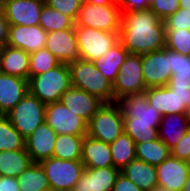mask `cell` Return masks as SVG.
I'll return each instance as SVG.
<instances>
[{
  "label": "cell",
  "instance_id": "6da1fadb",
  "mask_svg": "<svg viewBox=\"0 0 190 191\" xmlns=\"http://www.w3.org/2000/svg\"><path fill=\"white\" fill-rule=\"evenodd\" d=\"M166 28L150 9L122 13L119 42L129 54L144 55L165 48Z\"/></svg>",
  "mask_w": 190,
  "mask_h": 191
},
{
  "label": "cell",
  "instance_id": "7a4b0ae2",
  "mask_svg": "<svg viewBox=\"0 0 190 191\" xmlns=\"http://www.w3.org/2000/svg\"><path fill=\"white\" fill-rule=\"evenodd\" d=\"M72 87L98 97L104 103L114 102L113 83L105 78L92 61L80 59L69 64Z\"/></svg>",
  "mask_w": 190,
  "mask_h": 191
},
{
  "label": "cell",
  "instance_id": "3957f363",
  "mask_svg": "<svg viewBox=\"0 0 190 191\" xmlns=\"http://www.w3.org/2000/svg\"><path fill=\"white\" fill-rule=\"evenodd\" d=\"M71 86L70 68L64 63L28 80L29 92L44 104L60 102L61 96Z\"/></svg>",
  "mask_w": 190,
  "mask_h": 191
},
{
  "label": "cell",
  "instance_id": "277c9868",
  "mask_svg": "<svg viewBox=\"0 0 190 191\" xmlns=\"http://www.w3.org/2000/svg\"><path fill=\"white\" fill-rule=\"evenodd\" d=\"M123 132V117L115 102L103 103L88 122L87 135L105 143L114 142Z\"/></svg>",
  "mask_w": 190,
  "mask_h": 191
},
{
  "label": "cell",
  "instance_id": "5b68a950",
  "mask_svg": "<svg viewBox=\"0 0 190 191\" xmlns=\"http://www.w3.org/2000/svg\"><path fill=\"white\" fill-rule=\"evenodd\" d=\"M46 104L28 92L6 115L24 139L45 122Z\"/></svg>",
  "mask_w": 190,
  "mask_h": 191
},
{
  "label": "cell",
  "instance_id": "8992f818",
  "mask_svg": "<svg viewBox=\"0 0 190 191\" xmlns=\"http://www.w3.org/2000/svg\"><path fill=\"white\" fill-rule=\"evenodd\" d=\"M122 13L119 5H95L84 0L75 25L96 28L106 32H119Z\"/></svg>",
  "mask_w": 190,
  "mask_h": 191
},
{
  "label": "cell",
  "instance_id": "52a82bcc",
  "mask_svg": "<svg viewBox=\"0 0 190 191\" xmlns=\"http://www.w3.org/2000/svg\"><path fill=\"white\" fill-rule=\"evenodd\" d=\"M75 34L81 59L94 61L119 42V32L75 25Z\"/></svg>",
  "mask_w": 190,
  "mask_h": 191
},
{
  "label": "cell",
  "instance_id": "ba28073f",
  "mask_svg": "<svg viewBox=\"0 0 190 191\" xmlns=\"http://www.w3.org/2000/svg\"><path fill=\"white\" fill-rule=\"evenodd\" d=\"M49 186L61 191H72L81 178L85 166L81 160H64L51 157L40 162Z\"/></svg>",
  "mask_w": 190,
  "mask_h": 191
},
{
  "label": "cell",
  "instance_id": "9c48e42d",
  "mask_svg": "<svg viewBox=\"0 0 190 191\" xmlns=\"http://www.w3.org/2000/svg\"><path fill=\"white\" fill-rule=\"evenodd\" d=\"M146 89L142 75V55L128 54L113 83L114 102L121 97L144 93Z\"/></svg>",
  "mask_w": 190,
  "mask_h": 191
},
{
  "label": "cell",
  "instance_id": "30bf717a",
  "mask_svg": "<svg viewBox=\"0 0 190 191\" xmlns=\"http://www.w3.org/2000/svg\"><path fill=\"white\" fill-rule=\"evenodd\" d=\"M45 122L57 133L86 136L88 122L61 102L46 104Z\"/></svg>",
  "mask_w": 190,
  "mask_h": 191
},
{
  "label": "cell",
  "instance_id": "8fae6325",
  "mask_svg": "<svg viewBox=\"0 0 190 191\" xmlns=\"http://www.w3.org/2000/svg\"><path fill=\"white\" fill-rule=\"evenodd\" d=\"M142 75L146 88L167 86L172 75L170 52L163 48L142 55Z\"/></svg>",
  "mask_w": 190,
  "mask_h": 191
},
{
  "label": "cell",
  "instance_id": "7c38bea8",
  "mask_svg": "<svg viewBox=\"0 0 190 191\" xmlns=\"http://www.w3.org/2000/svg\"><path fill=\"white\" fill-rule=\"evenodd\" d=\"M45 0H1V7L10 25H39Z\"/></svg>",
  "mask_w": 190,
  "mask_h": 191
},
{
  "label": "cell",
  "instance_id": "4fadbf2b",
  "mask_svg": "<svg viewBox=\"0 0 190 191\" xmlns=\"http://www.w3.org/2000/svg\"><path fill=\"white\" fill-rule=\"evenodd\" d=\"M45 48L64 64H71L81 59L75 28H68L47 33Z\"/></svg>",
  "mask_w": 190,
  "mask_h": 191
},
{
  "label": "cell",
  "instance_id": "5bb4252c",
  "mask_svg": "<svg viewBox=\"0 0 190 191\" xmlns=\"http://www.w3.org/2000/svg\"><path fill=\"white\" fill-rule=\"evenodd\" d=\"M123 118H133V122L160 123L162 115L148 103L145 93L121 97L115 100Z\"/></svg>",
  "mask_w": 190,
  "mask_h": 191
},
{
  "label": "cell",
  "instance_id": "9a60e30c",
  "mask_svg": "<svg viewBox=\"0 0 190 191\" xmlns=\"http://www.w3.org/2000/svg\"><path fill=\"white\" fill-rule=\"evenodd\" d=\"M47 32L40 25H10L8 46L33 53L45 48Z\"/></svg>",
  "mask_w": 190,
  "mask_h": 191
},
{
  "label": "cell",
  "instance_id": "2e32d148",
  "mask_svg": "<svg viewBox=\"0 0 190 191\" xmlns=\"http://www.w3.org/2000/svg\"><path fill=\"white\" fill-rule=\"evenodd\" d=\"M158 185L170 191H182L190 174V167L185 160L169 156L156 165Z\"/></svg>",
  "mask_w": 190,
  "mask_h": 191
},
{
  "label": "cell",
  "instance_id": "e0dca14e",
  "mask_svg": "<svg viewBox=\"0 0 190 191\" xmlns=\"http://www.w3.org/2000/svg\"><path fill=\"white\" fill-rule=\"evenodd\" d=\"M57 135L46 122H43L25 139V149L30 154L32 162L40 163L53 157Z\"/></svg>",
  "mask_w": 190,
  "mask_h": 191
},
{
  "label": "cell",
  "instance_id": "ac0fdd59",
  "mask_svg": "<svg viewBox=\"0 0 190 191\" xmlns=\"http://www.w3.org/2000/svg\"><path fill=\"white\" fill-rule=\"evenodd\" d=\"M120 172L114 166L85 168L74 191H112Z\"/></svg>",
  "mask_w": 190,
  "mask_h": 191
},
{
  "label": "cell",
  "instance_id": "d6986e66",
  "mask_svg": "<svg viewBox=\"0 0 190 191\" xmlns=\"http://www.w3.org/2000/svg\"><path fill=\"white\" fill-rule=\"evenodd\" d=\"M60 102L87 122L104 103L98 97L72 86L61 96Z\"/></svg>",
  "mask_w": 190,
  "mask_h": 191
},
{
  "label": "cell",
  "instance_id": "ffe728a7",
  "mask_svg": "<svg viewBox=\"0 0 190 191\" xmlns=\"http://www.w3.org/2000/svg\"><path fill=\"white\" fill-rule=\"evenodd\" d=\"M28 92V80L0 72V115H7Z\"/></svg>",
  "mask_w": 190,
  "mask_h": 191
},
{
  "label": "cell",
  "instance_id": "44dd1931",
  "mask_svg": "<svg viewBox=\"0 0 190 191\" xmlns=\"http://www.w3.org/2000/svg\"><path fill=\"white\" fill-rule=\"evenodd\" d=\"M30 54L8 45L1 47L0 72L29 80Z\"/></svg>",
  "mask_w": 190,
  "mask_h": 191
},
{
  "label": "cell",
  "instance_id": "7402d4cb",
  "mask_svg": "<svg viewBox=\"0 0 190 191\" xmlns=\"http://www.w3.org/2000/svg\"><path fill=\"white\" fill-rule=\"evenodd\" d=\"M144 93L148 103L154 106L162 116L189 113L179 97L168 86L147 88Z\"/></svg>",
  "mask_w": 190,
  "mask_h": 191
},
{
  "label": "cell",
  "instance_id": "603a6c76",
  "mask_svg": "<svg viewBox=\"0 0 190 191\" xmlns=\"http://www.w3.org/2000/svg\"><path fill=\"white\" fill-rule=\"evenodd\" d=\"M189 128V113L163 115L158 128L159 139L171 149L181 140Z\"/></svg>",
  "mask_w": 190,
  "mask_h": 191
},
{
  "label": "cell",
  "instance_id": "cb8c5ba5",
  "mask_svg": "<svg viewBox=\"0 0 190 191\" xmlns=\"http://www.w3.org/2000/svg\"><path fill=\"white\" fill-rule=\"evenodd\" d=\"M85 168H105L113 166L109 143L84 136L82 143V157Z\"/></svg>",
  "mask_w": 190,
  "mask_h": 191
},
{
  "label": "cell",
  "instance_id": "d4e9b609",
  "mask_svg": "<svg viewBox=\"0 0 190 191\" xmlns=\"http://www.w3.org/2000/svg\"><path fill=\"white\" fill-rule=\"evenodd\" d=\"M121 173L142 191H150L158 185L156 166L136 158Z\"/></svg>",
  "mask_w": 190,
  "mask_h": 191
},
{
  "label": "cell",
  "instance_id": "484cf974",
  "mask_svg": "<svg viewBox=\"0 0 190 191\" xmlns=\"http://www.w3.org/2000/svg\"><path fill=\"white\" fill-rule=\"evenodd\" d=\"M128 54V50L118 42L111 49L105 52L103 56L97 58L93 62L101 74L114 83L117 79L119 68L124 63Z\"/></svg>",
  "mask_w": 190,
  "mask_h": 191
},
{
  "label": "cell",
  "instance_id": "4316f807",
  "mask_svg": "<svg viewBox=\"0 0 190 191\" xmlns=\"http://www.w3.org/2000/svg\"><path fill=\"white\" fill-rule=\"evenodd\" d=\"M32 163L26 149L0 151V176L17 178Z\"/></svg>",
  "mask_w": 190,
  "mask_h": 191
},
{
  "label": "cell",
  "instance_id": "83f0119b",
  "mask_svg": "<svg viewBox=\"0 0 190 191\" xmlns=\"http://www.w3.org/2000/svg\"><path fill=\"white\" fill-rule=\"evenodd\" d=\"M136 143L125 132H123L114 142L109 144L113 166L120 171L136 158Z\"/></svg>",
  "mask_w": 190,
  "mask_h": 191
},
{
  "label": "cell",
  "instance_id": "f1b7e54d",
  "mask_svg": "<svg viewBox=\"0 0 190 191\" xmlns=\"http://www.w3.org/2000/svg\"><path fill=\"white\" fill-rule=\"evenodd\" d=\"M135 152L136 159L155 166L161 164L171 155L170 148L161 139L136 143Z\"/></svg>",
  "mask_w": 190,
  "mask_h": 191
},
{
  "label": "cell",
  "instance_id": "f546056e",
  "mask_svg": "<svg viewBox=\"0 0 190 191\" xmlns=\"http://www.w3.org/2000/svg\"><path fill=\"white\" fill-rule=\"evenodd\" d=\"M20 191H43L49 187L45 170L40 163L33 162L18 177Z\"/></svg>",
  "mask_w": 190,
  "mask_h": 191
},
{
  "label": "cell",
  "instance_id": "4dcf8cb0",
  "mask_svg": "<svg viewBox=\"0 0 190 191\" xmlns=\"http://www.w3.org/2000/svg\"><path fill=\"white\" fill-rule=\"evenodd\" d=\"M84 136L58 134L53 157L64 160H81Z\"/></svg>",
  "mask_w": 190,
  "mask_h": 191
},
{
  "label": "cell",
  "instance_id": "1f68e13d",
  "mask_svg": "<svg viewBox=\"0 0 190 191\" xmlns=\"http://www.w3.org/2000/svg\"><path fill=\"white\" fill-rule=\"evenodd\" d=\"M170 52L171 78L167 86H188L190 84V55Z\"/></svg>",
  "mask_w": 190,
  "mask_h": 191
},
{
  "label": "cell",
  "instance_id": "d6a6232c",
  "mask_svg": "<svg viewBox=\"0 0 190 191\" xmlns=\"http://www.w3.org/2000/svg\"><path fill=\"white\" fill-rule=\"evenodd\" d=\"M124 132L135 143L151 142L159 139L158 128L160 123L133 122V118H123Z\"/></svg>",
  "mask_w": 190,
  "mask_h": 191
},
{
  "label": "cell",
  "instance_id": "836d02e7",
  "mask_svg": "<svg viewBox=\"0 0 190 191\" xmlns=\"http://www.w3.org/2000/svg\"><path fill=\"white\" fill-rule=\"evenodd\" d=\"M39 18V25L47 33L68 28H75V22L70 17L65 16L52 7H49L47 4L43 5Z\"/></svg>",
  "mask_w": 190,
  "mask_h": 191
},
{
  "label": "cell",
  "instance_id": "e575fe53",
  "mask_svg": "<svg viewBox=\"0 0 190 191\" xmlns=\"http://www.w3.org/2000/svg\"><path fill=\"white\" fill-rule=\"evenodd\" d=\"M25 149V139L6 115H0V151Z\"/></svg>",
  "mask_w": 190,
  "mask_h": 191
},
{
  "label": "cell",
  "instance_id": "d590c367",
  "mask_svg": "<svg viewBox=\"0 0 190 191\" xmlns=\"http://www.w3.org/2000/svg\"><path fill=\"white\" fill-rule=\"evenodd\" d=\"M60 63L55 55L46 48L30 53L29 78L53 69Z\"/></svg>",
  "mask_w": 190,
  "mask_h": 191
},
{
  "label": "cell",
  "instance_id": "8d00e7d4",
  "mask_svg": "<svg viewBox=\"0 0 190 191\" xmlns=\"http://www.w3.org/2000/svg\"><path fill=\"white\" fill-rule=\"evenodd\" d=\"M165 48L190 55V30L166 29Z\"/></svg>",
  "mask_w": 190,
  "mask_h": 191
},
{
  "label": "cell",
  "instance_id": "74e56055",
  "mask_svg": "<svg viewBox=\"0 0 190 191\" xmlns=\"http://www.w3.org/2000/svg\"><path fill=\"white\" fill-rule=\"evenodd\" d=\"M84 0H45V4L70 17L74 22Z\"/></svg>",
  "mask_w": 190,
  "mask_h": 191
},
{
  "label": "cell",
  "instance_id": "f35d334b",
  "mask_svg": "<svg viewBox=\"0 0 190 191\" xmlns=\"http://www.w3.org/2000/svg\"><path fill=\"white\" fill-rule=\"evenodd\" d=\"M163 21L166 29L190 30V9L179 8Z\"/></svg>",
  "mask_w": 190,
  "mask_h": 191
},
{
  "label": "cell",
  "instance_id": "ab89813d",
  "mask_svg": "<svg viewBox=\"0 0 190 191\" xmlns=\"http://www.w3.org/2000/svg\"><path fill=\"white\" fill-rule=\"evenodd\" d=\"M149 8L161 20H165L180 8L179 0H152Z\"/></svg>",
  "mask_w": 190,
  "mask_h": 191
},
{
  "label": "cell",
  "instance_id": "60d3db41",
  "mask_svg": "<svg viewBox=\"0 0 190 191\" xmlns=\"http://www.w3.org/2000/svg\"><path fill=\"white\" fill-rule=\"evenodd\" d=\"M171 156L177 157L180 160H185L190 156V128L187 130L181 140L170 149Z\"/></svg>",
  "mask_w": 190,
  "mask_h": 191
},
{
  "label": "cell",
  "instance_id": "b9f144b4",
  "mask_svg": "<svg viewBox=\"0 0 190 191\" xmlns=\"http://www.w3.org/2000/svg\"><path fill=\"white\" fill-rule=\"evenodd\" d=\"M152 0H118L121 13L145 10L150 7Z\"/></svg>",
  "mask_w": 190,
  "mask_h": 191
},
{
  "label": "cell",
  "instance_id": "7bdbcfd3",
  "mask_svg": "<svg viewBox=\"0 0 190 191\" xmlns=\"http://www.w3.org/2000/svg\"><path fill=\"white\" fill-rule=\"evenodd\" d=\"M112 191H142L131 180H129L123 173L117 176L116 182L113 185Z\"/></svg>",
  "mask_w": 190,
  "mask_h": 191
},
{
  "label": "cell",
  "instance_id": "ee69618b",
  "mask_svg": "<svg viewBox=\"0 0 190 191\" xmlns=\"http://www.w3.org/2000/svg\"><path fill=\"white\" fill-rule=\"evenodd\" d=\"M10 23L8 22L4 10L0 5V46L7 44L9 38Z\"/></svg>",
  "mask_w": 190,
  "mask_h": 191
},
{
  "label": "cell",
  "instance_id": "f6af8a7d",
  "mask_svg": "<svg viewBox=\"0 0 190 191\" xmlns=\"http://www.w3.org/2000/svg\"><path fill=\"white\" fill-rule=\"evenodd\" d=\"M179 97L185 108L190 110V84L188 86H168Z\"/></svg>",
  "mask_w": 190,
  "mask_h": 191
},
{
  "label": "cell",
  "instance_id": "bcb514c9",
  "mask_svg": "<svg viewBox=\"0 0 190 191\" xmlns=\"http://www.w3.org/2000/svg\"><path fill=\"white\" fill-rule=\"evenodd\" d=\"M0 191H20L17 178L0 176Z\"/></svg>",
  "mask_w": 190,
  "mask_h": 191
},
{
  "label": "cell",
  "instance_id": "7dc6e473",
  "mask_svg": "<svg viewBox=\"0 0 190 191\" xmlns=\"http://www.w3.org/2000/svg\"><path fill=\"white\" fill-rule=\"evenodd\" d=\"M95 5H118V0H87Z\"/></svg>",
  "mask_w": 190,
  "mask_h": 191
},
{
  "label": "cell",
  "instance_id": "c3c4849f",
  "mask_svg": "<svg viewBox=\"0 0 190 191\" xmlns=\"http://www.w3.org/2000/svg\"><path fill=\"white\" fill-rule=\"evenodd\" d=\"M179 7L190 9V0H179Z\"/></svg>",
  "mask_w": 190,
  "mask_h": 191
},
{
  "label": "cell",
  "instance_id": "681fc988",
  "mask_svg": "<svg viewBox=\"0 0 190 191\" xmlns=\"http://www.w3.org/2000/svg\"><path fill=\"white\" fill-rule=\"evenodd\" d=\"M182 191H190V174H189V176H188V178L184 184V188Z\"/></svg>",
  "mask_w": 190,
  "mask_h": 191
},
{
  "label": "cell",
  "instance_id": "f907efd6",
  "mask_svg": "<svg viewBox=\"0 0 190 191\" xmlns=\"http://www.w3.org/2000/svg\"><path fill=\"white\" fill-rule=\"evenodd\" d=\"M150 191H170V190H168L167 188H165V187H162V186H159V185H157V186H155L152 190H150Z\"/></svg>",
  "mask_w": 190,
  "mask_h": 191
},
{
  "label": "cell",
  "instance_id": "816d5d0a",
  "mask_svg": "<svg viewBox=\"0 0 190 191\" xmlns=\"http://www.w3.org/2000/svg\"><path fill=\"white\" fill-rule=\"evenodd\" d=\"M43 191H61V190H57L56 188L49 186L48 188L44 189Z\"/></svg>",
  "mask_w": 190,
  "mask_h": 191
},
{
  "label": "cell",
  "instance_id": "f5cc1de1",
  "mask_svg": "<svg viewBox=\"0 0 190 191\" xmlns=\"http://www.w3.org/2000/svg\"><path fill=\"white\" fill-rule=\"evenodd\" d=\"M187 164L189 165V167H190V156H189V158L187 159Z\"/></svg>",
  "mask_w": 190,
  "mask_h": 191
}]
</instances>
